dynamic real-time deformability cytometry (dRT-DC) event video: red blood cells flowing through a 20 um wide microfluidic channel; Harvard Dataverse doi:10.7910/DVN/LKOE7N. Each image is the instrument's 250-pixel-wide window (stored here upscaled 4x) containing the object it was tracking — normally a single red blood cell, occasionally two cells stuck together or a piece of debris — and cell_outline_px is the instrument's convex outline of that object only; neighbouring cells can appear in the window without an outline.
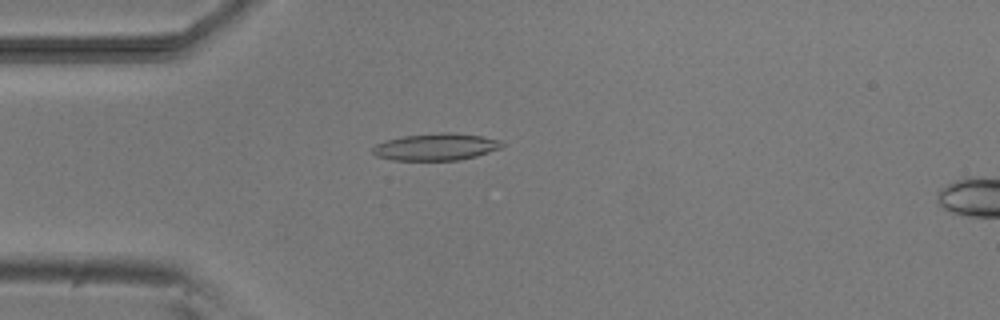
{"species": "common noctule bat (a hibernating species)", "species_latin": "Nyctalus noctula", "temperature_condition": "room temperature", "stored_images_in_passage": 6, "segment_of_instrument_passage": [1, 2], "camera_frame_rate_fps": 3000, "um_per_image_px": 0.085, "animal": {"sex": "male", "body_mass_g": 20.5, "forearm_length_mm": 52.5}, "frame": {"image": 1, "passage_image": 5, "time_ms": 4.333, "image_size_px": [1000, 320], "cell_outline_px": [[504, 144], [500, 148], [476, 156], [460, 160], [392, 160], [376, 156], [372, 152], [372, 148], [376, 144], [388, 140], [404, 136], [444, 132], [452, 132], [480, 136], [500, 140]], "centroid_in_image_um": [37.05, 12.49], "position_along_channel_um": 47.9, "area_um2": 20.17}}